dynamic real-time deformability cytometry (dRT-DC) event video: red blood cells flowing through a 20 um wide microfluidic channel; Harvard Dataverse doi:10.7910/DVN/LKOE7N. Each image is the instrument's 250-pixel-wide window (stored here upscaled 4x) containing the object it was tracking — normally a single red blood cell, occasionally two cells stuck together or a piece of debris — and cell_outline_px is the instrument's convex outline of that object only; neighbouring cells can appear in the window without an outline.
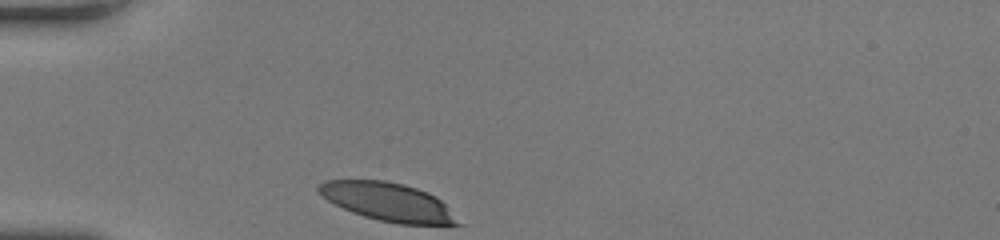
{"species": "human", "species_latin": "Homo sapiens", "temperature_condition": "room temperature", "stored_images_in_passage": 28, "camera_frame_rate_fps": 3000, "um_per_image_px": 0.085, "donor": {"sex": "female"}, "frame": {"image": 1, "passage_image": 1, "time_ms": 0.0, "image_size_px": [1000, 240], "cell_outline_px": [[464, 224], [400, 224], [380, 220], [364, 216], [352, 212], [328, 200], [316, 192], [316, 188], [324, 180], [384, 180], [404, 184], [428, 192], [436, 196]], "centroid_in_image_um": [32.96, 17.14], "position_along_channel_um": 52.0, "area_um2": 30.87}}
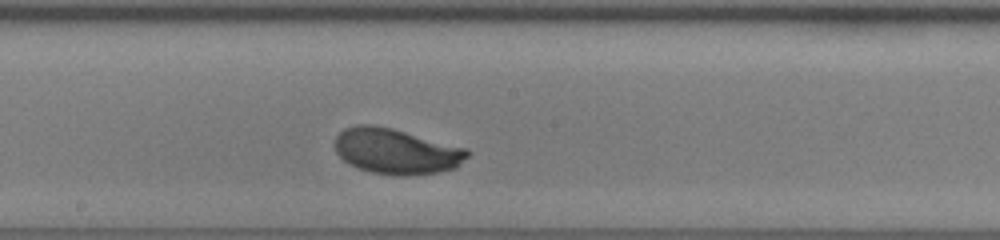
{"frame": {"image": 2, "passage_image": 15, "time_ms": 4.667, "image_size_px": [1000, 240], "cell_outline_px": [[472, 152], [456, 168], [436, 172], [408, 176], [396, 176], [368, 172], [356, 168], [348, 164], [336, 152], [336, 136], [344, 128], [356, 124], [372, 124], [392, 128], [468, 148]], "centroid_in_image_um": [33.69, 12.86], "position_along_channel_um": 214.5, "area_um2": 35.55}}
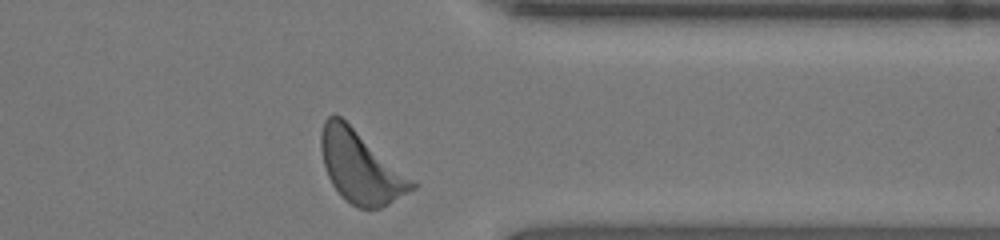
{"frame": {"image": 3, "passage_image": 28, "time_ms": 9.0, "image_size_px": [1000, 240], "cell_outline_px": [[420, 184], [416, 188], [388, 204], [380, 208], [356, 208], [344, 200], [332, 184], [328, 176], [324, 164], [320, 148], [320, 132], [324, 120], [332, 112], [340, 116]], "centroid_in_image_um": [30.65, 14.19], "position_along_channel_um": 380.7, "area_um2": 38.32}, "authors_computed_cell_mechanics": {"area_um2": 34.1887, "velocity_mm_per_s": 3.9334, "shape_relaxation_time_tau1_ms": 2.454, "shape_relaxation_time_tau2_ms": null, "deformation_change_tau1": 0.1557, "deformation_change_tau2": null}}